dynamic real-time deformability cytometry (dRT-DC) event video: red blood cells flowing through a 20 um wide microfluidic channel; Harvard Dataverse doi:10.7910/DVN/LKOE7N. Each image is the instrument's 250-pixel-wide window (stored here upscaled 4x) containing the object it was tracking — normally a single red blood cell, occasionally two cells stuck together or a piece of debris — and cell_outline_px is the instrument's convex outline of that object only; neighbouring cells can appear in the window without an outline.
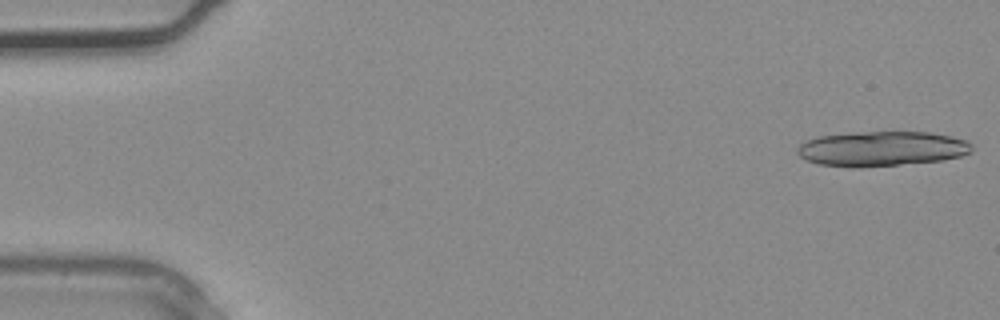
{"species": "common noctule bat (a hibernating species)", "species_latin": "Nyctalus noctula", "temperature_condition": "warm", "stored_images_in_passage": 4, "camera_frame_rate_fps": 3000, "um_per_image_px": 0.085, "animal": {"sex": "male", "body_mass_g": 20.4}, "frame": {"image": 1, "passage_image": 1, "time_ms": 0.0, "image_size_px": [1000, 320], "cell_outline_px": [[972, 152], [960, 156], [944, 160], [896, 164], [820, 164], [808, 160], [800, 156], [796, 152], [796, 148], [800, 144], [816, 136], [856, 132], [928, 132], [952, 136], [968, 140], [972, 144]], "centroid_in_image_um": [75.03, 12.58], "position_along_channel_um": 10.0, "area_um2": 34.39}}